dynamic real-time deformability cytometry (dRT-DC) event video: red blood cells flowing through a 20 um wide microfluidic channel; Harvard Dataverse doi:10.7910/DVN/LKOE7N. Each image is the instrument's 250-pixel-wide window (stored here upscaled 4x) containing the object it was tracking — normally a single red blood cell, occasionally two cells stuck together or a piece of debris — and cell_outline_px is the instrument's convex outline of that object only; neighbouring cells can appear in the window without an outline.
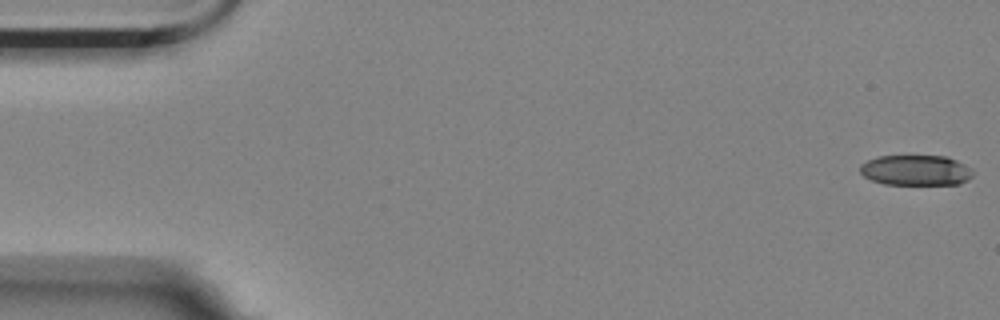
{"species": "Egyptian fruit bat (a non-hibernating species)", "species_latin": "Rousettus aegyptiacus", "temperature_condition": "room temperature", "stored_images_in_passage": 12, "camera_frame_rate_fps": 3000, "um_per_image_px": 0.085, "animal": {"sex": "female"}, "frame": {"image": 1, "passage_image": 1, "time_ms": 0.0, "image_size_px": [1000, 320], "cell_outline_px": [[972, 176], [968, 180], [960, 184], [884, 184], [872, 180], [864, 176], [860, 172], [860, 164], [876, 156], [944, 156], [956, 160], [972, 168]], "centroid_in_image_um": [77.84, 14.47], "position_along_channel_um": 7.2, "area_um2": 20.0}}